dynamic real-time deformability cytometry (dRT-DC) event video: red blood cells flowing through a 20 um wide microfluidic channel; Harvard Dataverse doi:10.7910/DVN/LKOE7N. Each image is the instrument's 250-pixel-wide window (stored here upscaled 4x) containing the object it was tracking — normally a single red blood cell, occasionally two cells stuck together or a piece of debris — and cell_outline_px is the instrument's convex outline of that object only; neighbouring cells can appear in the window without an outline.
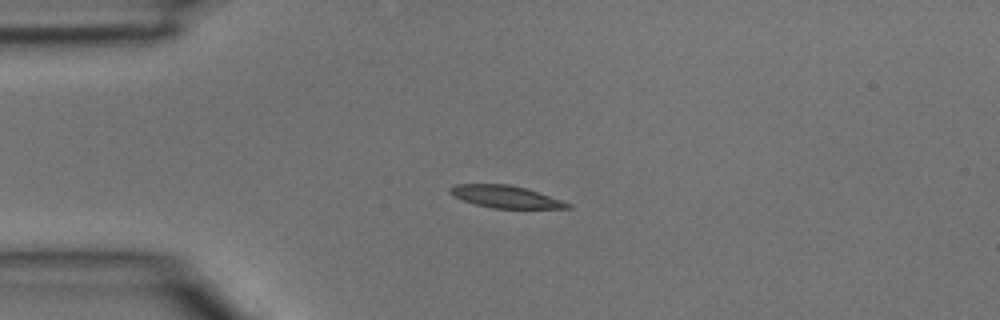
{"species": "common noctule bat (a hibernating species)", "species_latin": "Nyctalus noctula", "temperature_condition": "room temperature", "stored_images_in_passage": 1, "camera_frame_rate_fps": 3000, "um_per_image_px": 0.085, "animal": {"sex": "male", "body_mass_g": 15.6}, "frame": {"image": 1, "passage_image": 1, "time_ms": 0.0, "image_size_px": [1000, 320], "cell_outline_px": [[572, 208], [492, 208], [476, 204], [452, 196], [448, 192], [448, 188], [452, 184], [508, 184], [524, 188], [572, 204]], "centroid_in_image_um": [42.89, 16.71], "position_along_channel_um": 42.1, "area_um2": 15.03}}